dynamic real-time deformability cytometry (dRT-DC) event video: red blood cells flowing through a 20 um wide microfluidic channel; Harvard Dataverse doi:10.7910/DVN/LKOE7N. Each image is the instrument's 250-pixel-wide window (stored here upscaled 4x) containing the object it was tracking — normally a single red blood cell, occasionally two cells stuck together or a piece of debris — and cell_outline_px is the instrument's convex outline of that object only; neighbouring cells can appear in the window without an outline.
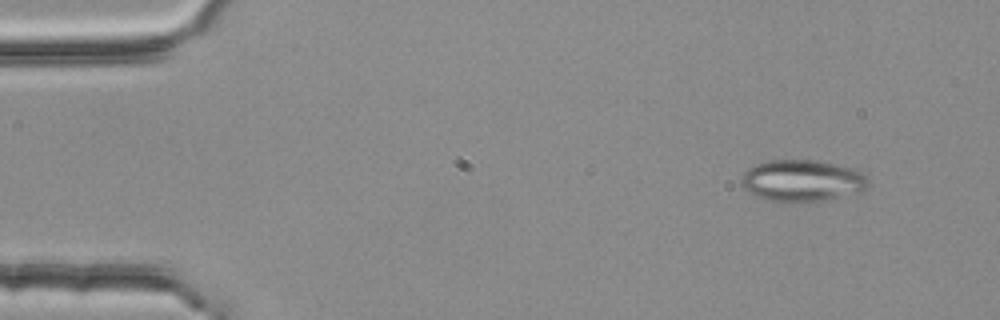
{"species": "common noctule bat (a hibernating species)", "species_latin": "Nyctalus noctula", "temperature_condition": "room temperature", "stored_images_in_passage": 4, "camera_frame_rate_fps": 3000, "um_per_image_px": 0.085, "animal": {"sex": "female", "body_mass_g": 25.1}, "frame": {"image": 1, "passage_image": 1, "time_ms": 0.0, "image_size_px": [1000, 320], "cell_outline_px": [[868, 188], [860, 192], [824, 200], [772, 200], [752, 196], [740, 184], [740, 176], [748, 168], [756, 164], [768, 160], [816, 160], [848, 168], [860, 172], [868, 176]], "centroid_in_image_um": [68.14, 15.34], "position_along_channel_um": 16.9, "area_um2": 30.4}}
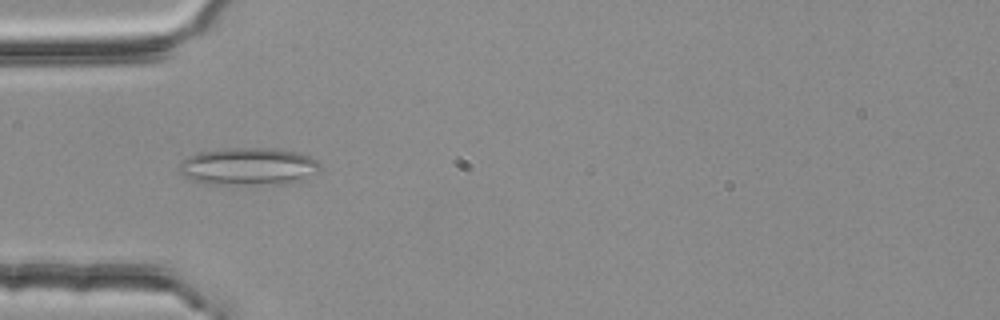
{"frame": {"image": 2, "passage_image": 4, "time_ms": 1.0, "image_size_px": [1000, 320], "cell_outline_px": [[320, 172], [288, 184], [204, 184], [180, 176], [180, 164], [188, 156], [200, 152], [232, 148], [272, 148], [296, 152], [308, 156], [316, 160], [320, 164]], "centroid_in_image_um": [21.11, 14.16], "position_along_channel_um": 63.9, "area_um2": 30.81}}